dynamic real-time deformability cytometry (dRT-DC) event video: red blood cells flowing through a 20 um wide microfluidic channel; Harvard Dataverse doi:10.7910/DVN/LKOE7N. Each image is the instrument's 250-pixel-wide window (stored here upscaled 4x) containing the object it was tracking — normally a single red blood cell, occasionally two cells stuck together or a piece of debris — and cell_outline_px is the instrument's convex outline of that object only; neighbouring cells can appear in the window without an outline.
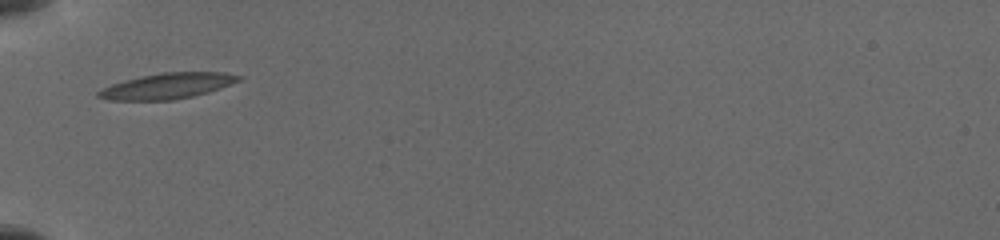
{"species": "common noctule bat (a hibernating species)", "species_latin": "Nyctalus noctula", "temperature_condition": "cold", "stored_images_in_passage": 4, "camera_frame_rate_fps": 3000, "um_per_image_px": 0.085, "animal": {"sex": "female", "body_mass_g": 19.5, "forearm_length_mm": 54.1}, "frame": {"image": 1, "passage_image": 1, "time_ms": 0.0, "image_size_px": [1000, 240], "cell_outline_px": [[244, 76], [240, 80], [220, 88], [208, 92], [192, 96], [172, 100], [108, 100], [96, 96], [96, 92], [100, 88], [124, 80], [140, 76], [160, 72], [224, 72]], "centroid_in_image_um": [14.19, 7.3], "position_along_channel_um": 70.8, "area_um2": 21.1}}
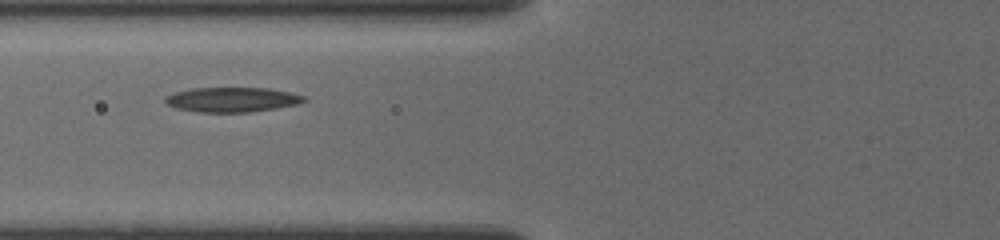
{"frame": {"image": 2, "passage_image": 2, "time_ms": 1.0, "image_size_px": [1000, 240], "cell_outline_px": [[308, 100], [300, 104], [276, 108], [248, 112], [196, 112], [176, 108], [168, 104], [164, 100], [164, 96], [176, 92], [192, 88], [268, 88], [292, 92], [304, 96]], "centroid_in_image_um": [19.76, 8.46], "position_along_channel_um": 106.0, "area_um2": 20.11}}
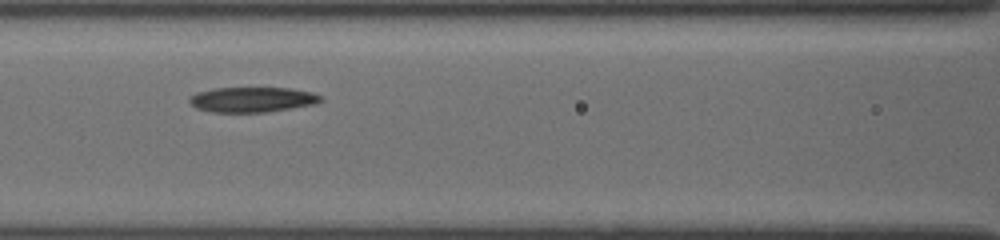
{"frame": {"image": 3, "passage_image": 3, "time_ms": 2.0, "image_size_px": [1000, 240], "cell_outline_px": [[324, 100], [316, 104], [264, 112], [212, 112], [196, 108], [188, 100], [196, 92], [212, 88], [292, 88], [312, 92], [320, 96]], "centroid_in_image_um": [21.45, 8.46], "position_along_channel_um": 145.2, "area_um2": 19.19}}